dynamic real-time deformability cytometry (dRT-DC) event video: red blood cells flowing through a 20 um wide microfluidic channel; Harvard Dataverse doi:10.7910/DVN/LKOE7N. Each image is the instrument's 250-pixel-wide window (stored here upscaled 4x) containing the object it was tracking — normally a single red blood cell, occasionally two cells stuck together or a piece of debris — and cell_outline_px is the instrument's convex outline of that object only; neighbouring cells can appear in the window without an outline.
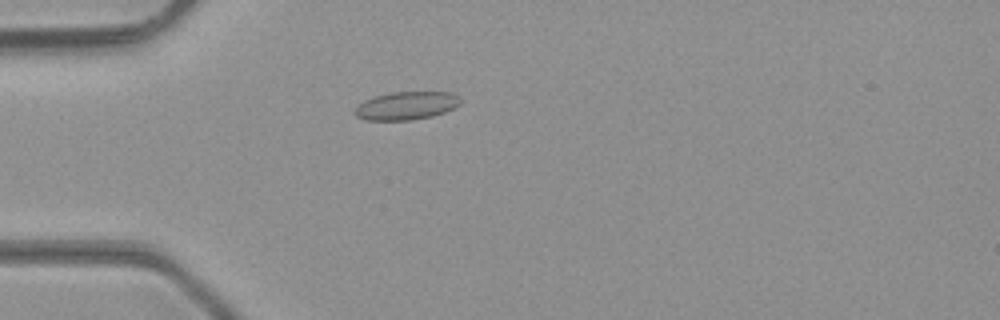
{"species": "common noctule bat (a hibernating species)", "species_latin": "Nyctalus noctula", "temperature_condition": "room temperature", "stored_images_in_passage": 38, "camera_frame_rate_fps": 3000, "um_per_image_px": 0.085, "animal": {"sex": "male", "body_mass_g": 23.1, "forearm_length_mm": 52.7}, "frame": {"image": 1, "passage_image": 4, "time_ms": 1.0, "image_size_px": [1000, 320], "cell_outline_px": [[460, 104], [444, 112], [432, 116], [412, 120], [368, 120], [356, 116], [352, 112], [364, 100], [376, 96], [392, 92], [452, 92], [460, 96]], "centroid_in_image_um": [34.55, 8.98], "position_along_channel_um": 50.5, "area_um2": 17.22}}
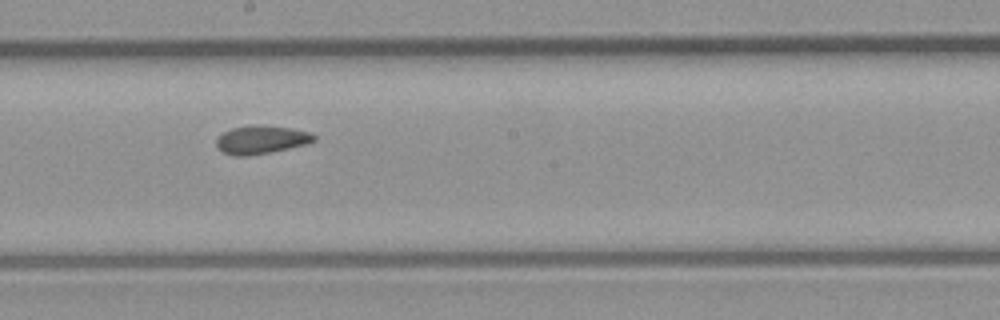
{"frame": {"image": 2, "passage_image": 17, "time_ms": 5.333, "image_size_px": [1000, 320], "cell_outline_px": [[316, 140], [308, 144], [248, 156], [236, 156], [224, 152], [216, 148], [216, 140], [224, 132], [232, 128], [252, 124], [292, 128], [308, 132], [316, 136]], "centroid_in_image_um": [22.2, 11.87], "position_along_channel_um": 226.0, "area_um2": 16.01}}
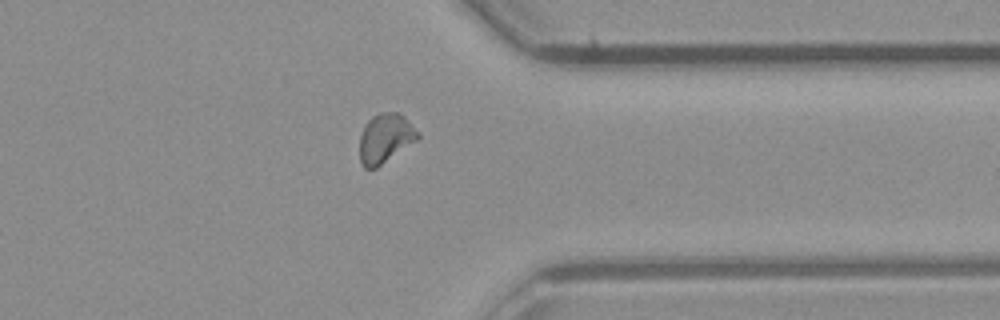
{"frame": {"image": 3, "passage_image": 28, "time_ms": 9.0, "image_size_px": [1000, 320], "cell_outline_px": [[420, 136], [416, 140], [376, 168], [364, 168], [360, 164], [360, 136], [368, 120], [372, 116], [380, 112], [400, 112], [420, 132]], "centroid_in_image_um": [32.75, 11.74], "position_along_channel_um": 378.6, "area_um2": 16.65}, "authors_computed_cell_mechanics": {"area_um2": 16.0106, "velocity_mm_per_s": 4.3321, "shape_relaxation_time_tau1_ms": null, "shape_relaxation_time_tau2_ms": 1.89, "deformation_change_tau1": null, "deformation_change_tau2": 0.0753}}